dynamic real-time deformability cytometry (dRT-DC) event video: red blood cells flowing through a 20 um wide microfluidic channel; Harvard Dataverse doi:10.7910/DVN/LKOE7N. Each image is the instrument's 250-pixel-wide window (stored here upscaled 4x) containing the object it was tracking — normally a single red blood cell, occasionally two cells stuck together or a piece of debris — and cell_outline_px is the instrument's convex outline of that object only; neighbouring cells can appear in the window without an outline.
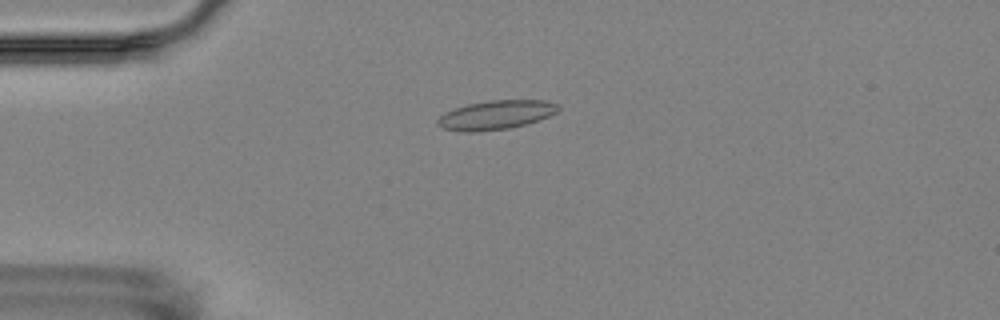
{"species": "Egyptian fruit bat (a non-hibernating species)", "species_latin": "Rousettus aegyptiacus", "temperature_condition": "room temperature", "stored_images_in_passage": 16, "camera_frame_rate_fps": 3000, "um_per_image_px": 0.085, "animal": {"sex": "female"}, "frame": {"image": 1, "passage_image": 4, "time_ms": 3.333, "image_size_px": [1000, 320], "cell_outline_px": [[560, 108], [556, 112], [548, 116], [528, 124], [508, 128], [476, 132], [464, 132], [444, 128], [436, 124], [436, 120], [444, 112], [468, 104], [488, 100], [548, 100], [560, 104]], "centroid_in_image_um": [42.17, 9.76], "position_along_channel_um": 42.8, "area_um2": 20.52}}
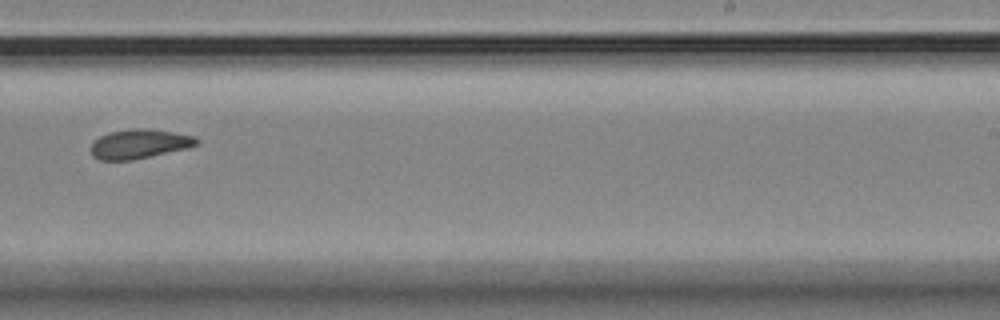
{"frame": {"image": 2, "passage_image": 10, "time_ms": 10.667, "image_size_px": [1000, 320], "cell_outline_px": [[200, 144], [188, 148], [132, 160], [100, 160], [92, 156], [92, 144], [100, 136], [108, 132], [132, 128], [152, 128], [196, 136], [200, 140]], "centroid_in_image_um": [11.9, 12.22], "position_along_channel_um": 277.1, "area_um2": 18.26}}
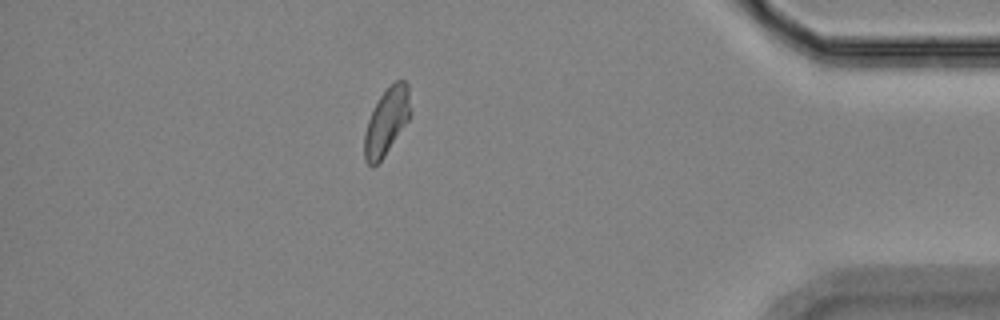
{"frame": {"image": 3, "passage_image": 14, "time_ms": 15.333, "image_size_px": [1000, 320], "cell_outline_px": [[412, 112], [408, 120], [384, 156], [372, 168], [364, 160], [364, 136], [368, 120], [380, 96], [396, 80], [404, 80], [408, 84]], "centroid_in_image_um": [32.88, 10.32], "position_along_channel_um": 402.3, "area_um2": 17.74}, "authors_computed_cell_mechanics": {"area_um2": 18.3226, "velocity_mm_per_s": 3.5065, "shape_relaxation_time_tau1_ms": 2.8674, "shape_relaxation_time_tau2_ms": 3.5364, "deformation_change_tau1": 0.0943, "deformation_change_tau2": 0.0595}}